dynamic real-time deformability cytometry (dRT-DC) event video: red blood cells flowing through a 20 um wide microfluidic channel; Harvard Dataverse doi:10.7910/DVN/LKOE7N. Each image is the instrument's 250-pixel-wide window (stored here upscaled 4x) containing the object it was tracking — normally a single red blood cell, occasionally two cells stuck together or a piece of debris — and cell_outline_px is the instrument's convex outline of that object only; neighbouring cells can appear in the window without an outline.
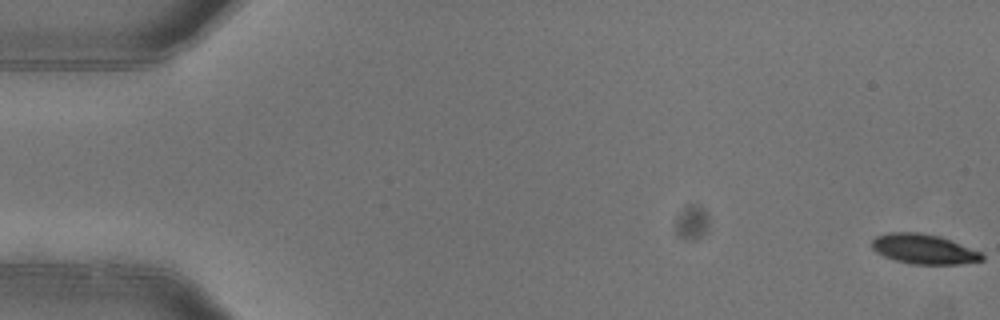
{"species": "common noctule bat (a hibernating species)", "species_latin": "Nyctalus noctula", "temperature_condition": "warm", "stored_images_in_passage": 6, "camera_frame_rate_fps": 3000, "um_per_image_px": 0.085, "animal": {"sex": "female"}, "frame": {"image": 1, "passage_image": 1, "time_ms": 0.0, "image_size_px": [1000, 320], "cell_outline_px": [[984, 260], [960, 264], [912, 264], [896, 260], [884, 256], [876, 252], [872, 248], [872, 240], [876, 236], [888, 232], [920, 232], [940, 236], [980, 252], [984, 256]], "centroid_in_image_um": [78.5, 21.16], "position_along_channel_um": 6.5, "area_um2": 19.07}}
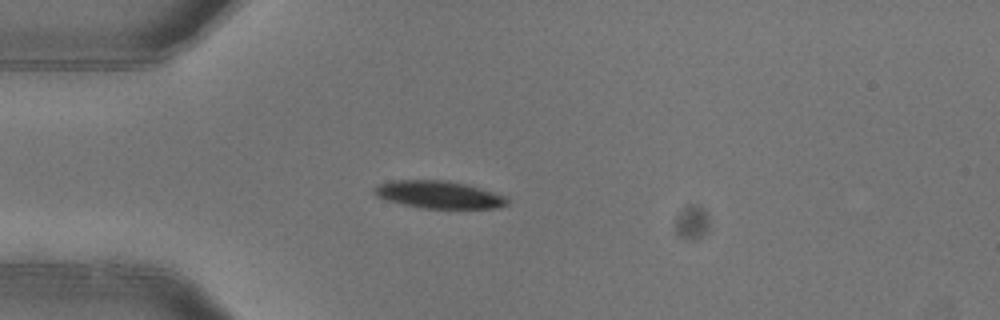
{"frame": {"image": 2, "passage_image": 5, "time_ms": 1.333, "image_size_px": [1000, 320], "cell_outline_px": [[508, 204], [496, 208], [424, 208], [404, 204], [388, 200], [376, 196], [372, 192], [372, 188], [376, 184], [392, 180], [448, 180], [468, 184], [508, 196]], "centroid_in_image_um": [37.3, 16.52], "position_along_channel_um": 47.7, "area_um2": 21.5}}